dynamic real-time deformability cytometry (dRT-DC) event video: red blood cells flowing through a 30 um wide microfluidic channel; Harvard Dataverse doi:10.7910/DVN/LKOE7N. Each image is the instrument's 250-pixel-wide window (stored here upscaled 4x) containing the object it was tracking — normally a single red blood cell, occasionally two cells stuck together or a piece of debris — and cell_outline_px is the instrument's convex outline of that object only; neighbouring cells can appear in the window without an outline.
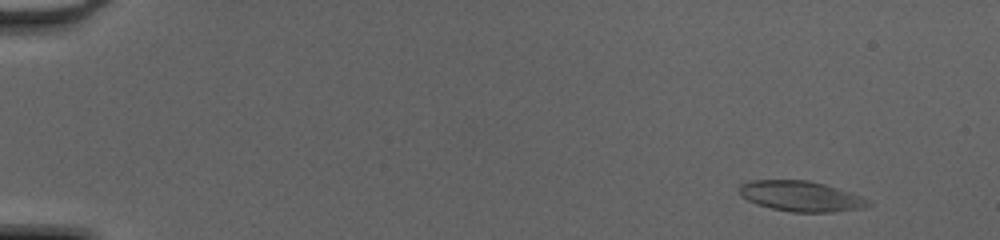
{"species": "common noctule bat (a hibernating species)", "species_latin": "Nyctalus noctula", "temperature_condition": "cold", "stored_images_in_passage": 51, "camera_frame_rate_fps": 3000, "um_per_image_px": 0.085, "animal": {"sex": "female", "body_mass_g": 20.0, "forearm_length_mm": 54.0}, "frame": {"image": 1, "passage_image": 5, "time_ms": 1.333, "image_size_px": [1000, 240], "cell_outline_px": [[872, 204], [864, 208], [832, 212], [792, 212], [772, 208], [756, 204], [740, 196], [740, 184], [752, 180], [808, 180], [824, 184], [852, 192], [872, 200]], "centroid_in_image_um": [68.13, 16.68], "position_along_channel_um": 16.9, "area_um2": 23.0}}
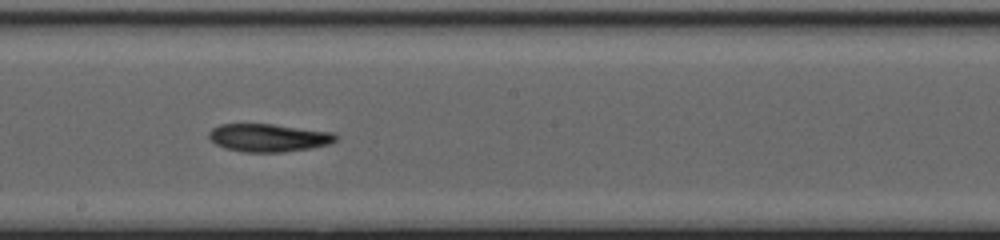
{"frame": {"image": 2, "passage_image": 30, "time_ms": 9.667, "image_size_px": [1000, 240], "cell_outline_px": [[336, 140], [328, 144], [312, 148], [280, 152], [244, 152], [224, 148], [216, 144], [208, 136], [208, 132], [212, 128], [220, 124], [272, 124], [336, 132]], "centroid_in_image_um": [22.83, 11.7], "position_along_channel_um": 225.4, "area_um2": 20.69}}
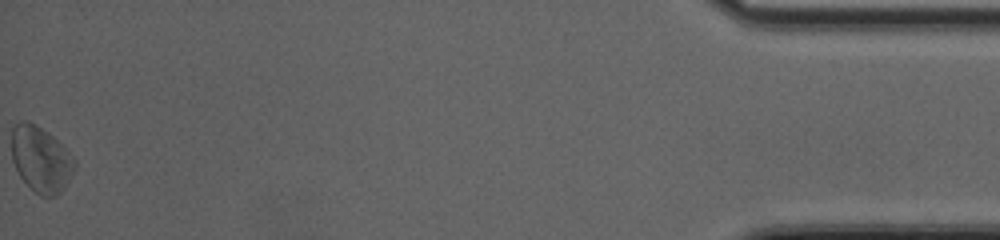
{"frame": {"image": 3, "passage_image": 51, "time_ms": 16.667, "image_size_px": [1000, 240], "cell_outline_px": [[76, 168], [64, 188], [56, 196], [40, 196], [20, 176], [12, 160], [12, 128], [20, 120], [28, 120], [48, 132], [72, 156], [76, 164]], "centroid_in_image_um": [3.47, 13.53], "position_along_channel_um": 431.7, "area_um2": 23.87}, "authors_computed_cell_mechanics": {"area_um2": 21.6172, "velocity_mm_per_s": 4.2031, "shape_relaxation_time_tau1_ms": 4.7013, "shape_relaxation_time_tau2_ms": null, "deformation_change_tau1": 0.1399, "deformation_change_tau2": null}}